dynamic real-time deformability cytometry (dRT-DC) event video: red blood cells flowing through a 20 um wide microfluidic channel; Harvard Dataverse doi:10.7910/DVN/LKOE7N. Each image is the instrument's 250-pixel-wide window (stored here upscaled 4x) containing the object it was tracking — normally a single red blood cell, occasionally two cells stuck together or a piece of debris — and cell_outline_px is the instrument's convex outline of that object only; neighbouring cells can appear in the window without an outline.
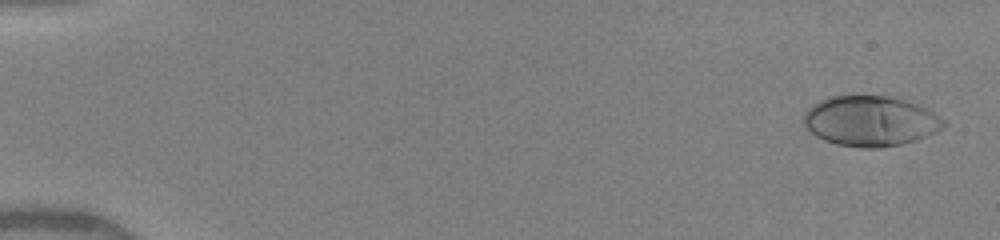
{"species": "human", "species_latin": "Homo sapiens", "temperature_condition": "warm", "stored_images_in_passage": 49, "camera_frame_rate_fps": 3000, "um_per_image_px": 0.085, "donor": {"sex": "female"}, "frame": {"image": 1, "passage_image": 2, "time_ms": 0.333, "image_size_px": [1000, 240], "cell_outline_px": [[948, 124], [944, 128], [916, 140], [900, 144], [880, 148], [864, 148], [836, 144], [824, 140], [816, 136], [804, 124], [804, 112], [812, 104], [820, 100], [832, 96], [888, 96], [904, 100], [928, 108], [940, 116]], "centroid_in_image_um": [74.0, 10.29], "position_along_channel_um": 11.0, "area_um2": 40.98}}
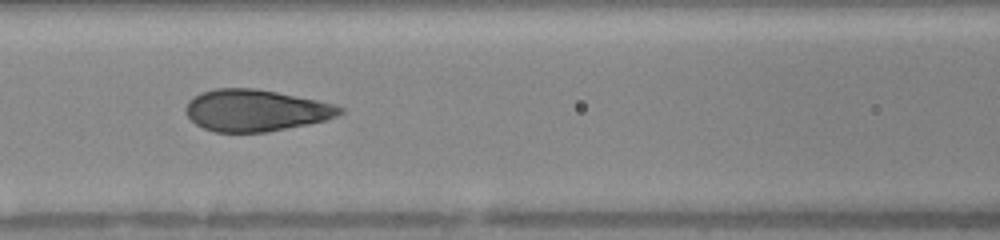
{"frame": {"image": 2, "passage_image": 23, "time_ms": 7.333, "image_size_px": [1000, 240], "cell_outline_px": [[344, 112], [336, 116], [324, 120], [308, 124], [268, 132], [216, 132], [204, 128], [196, 124], [184, 112], [184, 108], [188, 100], [200, 92], [216, 88], [256, 88], [336, 104], [344, 108]], "centroid_in_image_um": [21.71, 9.38], "position_along_channel_um": 144.9, "area_um2": 37.51}}
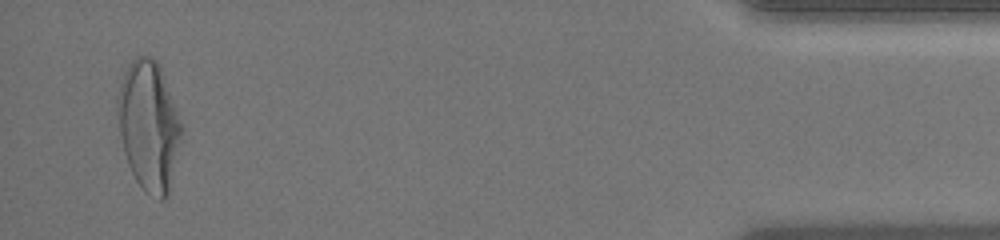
{"frame": {"image": 3, "passage_image": 48, "time_ms": 15.667, "image_size_px": [1000, 240], "cell_outline_px": [[184, 128], [168, 196], [164, 200], [160, 200], [144, 192], [136, 180], [128, 164], [124, 152], [120, 136], [116, 108], [116, 96], [124, 72], [128, 64], [136, 56], [152, 56], [160, 64]], "centroid_in_image_um": [12.66, 10.67], "position_along_channel_um": 422.5, "area_um2": 48.96}, "authors_computed_cell_mechanics": {"area_um2": 38.8416, "velocity_mm_per_s": 4.1244, "shape_relaxation_time_tau1_ms": 4.2256, "shape_relaxation_time_tau2_ms": null, "deformation_change_tau1": 0.2026, "deformation_change_tau2": null}}